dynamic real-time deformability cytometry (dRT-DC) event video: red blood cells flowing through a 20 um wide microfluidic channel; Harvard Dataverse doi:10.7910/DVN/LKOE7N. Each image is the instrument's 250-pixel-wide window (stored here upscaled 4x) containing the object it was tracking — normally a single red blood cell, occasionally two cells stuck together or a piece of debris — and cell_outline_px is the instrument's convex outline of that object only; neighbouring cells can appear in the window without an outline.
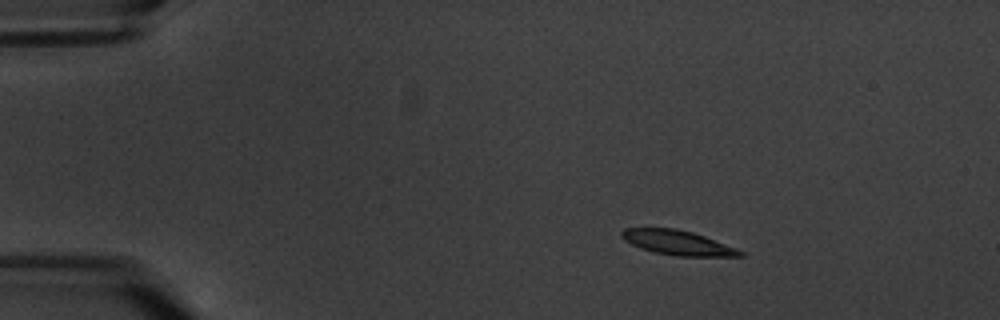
{"species": "common noctule bat (a hibernating species)", "species_latin": "Nyctalus noctula", "temperature_condition": "warm", "stored_images_in_passage": 4, "camera_frame_rate_fps": 3000, "um_per_image_px": 0.085, "animal": {"sex": "male", "body_mass_g": 20.1, "forearm_length_mm": 53.5}, "frame": {"image": 1, "passage_image": 2, "time_ms": 1.333, "image_size_px": [1000, 320], "cell_outline_px": [[744, 256], [676, 256], [652, 252], [640, 248], [624, 240], [620, 236], [620, 232], [624, 228], [676, 228], [692, 232], [704, 236], [736, 248], [744, 252]], "centroid_in_image_um": [57.56, 20.62], "position_along_channel_um": 27.4, "area_um2": 16.99}}